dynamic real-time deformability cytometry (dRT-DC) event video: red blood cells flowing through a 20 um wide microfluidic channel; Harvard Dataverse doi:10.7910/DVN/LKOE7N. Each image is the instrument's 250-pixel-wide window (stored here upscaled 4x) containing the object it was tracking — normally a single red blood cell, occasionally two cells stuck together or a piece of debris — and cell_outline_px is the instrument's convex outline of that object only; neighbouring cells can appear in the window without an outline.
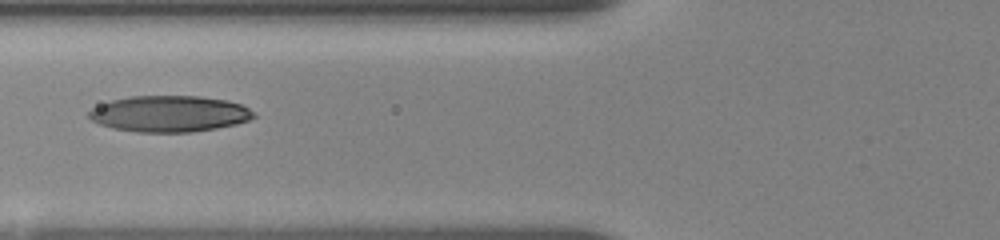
{"species": "human", "species_latin": "Homo sapiens", "temperature_condition": "room temperature", "stored_images_in_passage": 15, "camera_frame_rate_fps": 3000, "um_per_image_px": 0.085, "donor": {"sex": "female"}, "frame": {"image": 1, "passage_image": 9, "time_ms": 7.0, "image_size_px": [1000, 240], "cell_outline_px": [[256, 116], [248, 120], [236, 124], [216, 128], [192, 132], [136, 132], [112, 128], [100, 124], [92, 120], [88, 116], [88, 112], [92, 108], [100, 104], [112, 100], [132, 96], [200, 96], [228, 100], [240, 104], [248, 108]], "centroid_in_image_um": [14.38, 9.67], "position_along_channel_um": 111.4, "area_um2": 34.74}}
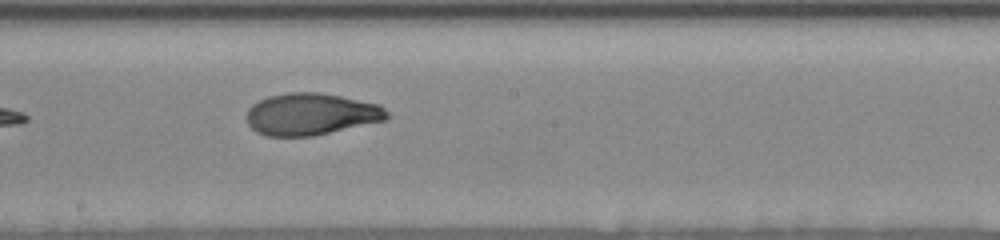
{"frame": {"image": 2, "passage_image": 12, "time_ms": 10.0, "image_size_px": [1000, 240], "cell_outline_px": [[388, 116], [384, 120], [312, 136], [268, 136], [256, 132], [248, 124], [248, 108], [252, 104], [268, 96], [288, 92], [316, 92], [340, 96], [380, 104], [388, 112]], "centroid_in_image_um": [26.42, 9.69], "position_along_channel_um": 221.8, "area_um2": 33.99}}
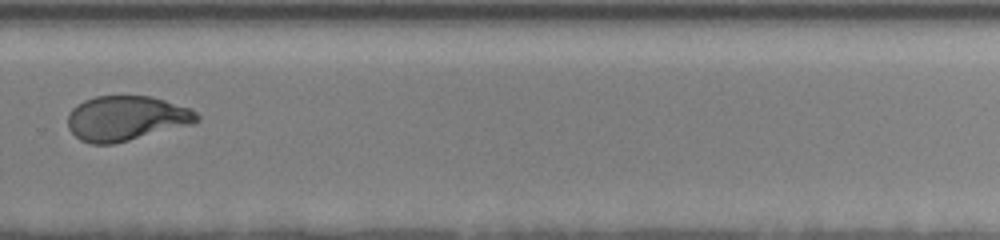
{"frame": {"image": 3, "passage_image": 15, "time_ms": 12.667, "image_size_px": [1000, 240], "cell_outline_px": [[200, 120], [192, 124], [112, 144], [92, 144], [80, 140], [68, 128], [68, 112], [76, 104], [84, 100], [96, 96], [152, 96], [192, 108], [200, 116]], "centroid_in_image_um": [10.73, 10.04], "position_along_channel_um": 319.1, "area_um2": 33.81}}